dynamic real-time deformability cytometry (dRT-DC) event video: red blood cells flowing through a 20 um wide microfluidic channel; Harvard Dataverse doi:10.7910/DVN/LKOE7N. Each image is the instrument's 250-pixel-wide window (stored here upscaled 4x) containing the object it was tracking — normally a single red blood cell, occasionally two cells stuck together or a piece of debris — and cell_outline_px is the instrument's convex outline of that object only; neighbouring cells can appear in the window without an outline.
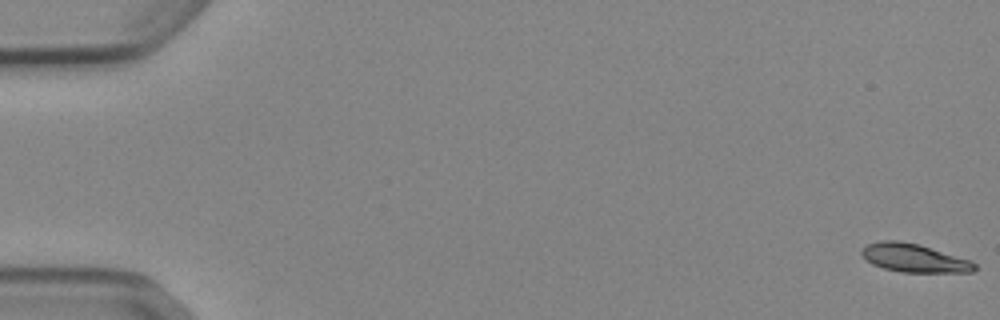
{"species": "Egyptian fruit bat (a non-hibernating species)", "species_latin": "Rousettus aegyptiacus", "temperature_condition": "cold", "stored_images_in_passage": 53, "camera_frame_rate_fps": 3000, "um_per_image_px": 0.085, "animal": {"sex": "female"}, "frame": {"image": 1, "passage_image": 1, "time_ms": 0.0, "image_size_px": [1000, 320], "cell_outline_px": [[976, 268], [972, 272], [900, 272], [884, 268], [872, 264], [860, 252], [868, 244], [880, 240], [896, 240], [916, 244], [972, 260], [976, 264]], "centroid_in_image_um": [77.72, 21.94], "position_along_channel_um": 7.3, "area_um2": 18.38}}
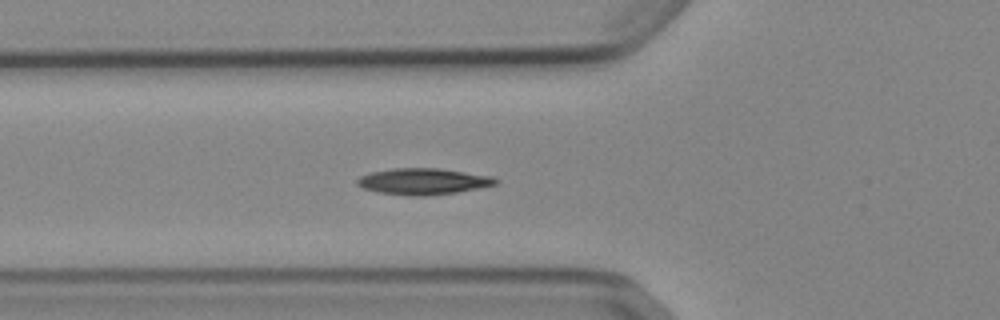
{"frame": {"image": 2, "passage_image": 20, "time_ms": 6.333, "image_size_px": [1000, 320], "cell_outline_px": [[500, 180], [496, 184], [456, 192], [420, 196], [412, 196], [376, 192], [364, 188], [356, 184], [356, 180], [360, 176], [372, 172], [392, 168], [436, 168], [492, 176]], "centroid_in_image_um": [35.93, 15.41], "position_along_channel_um": 89.9, "area_um2": 20.98}}
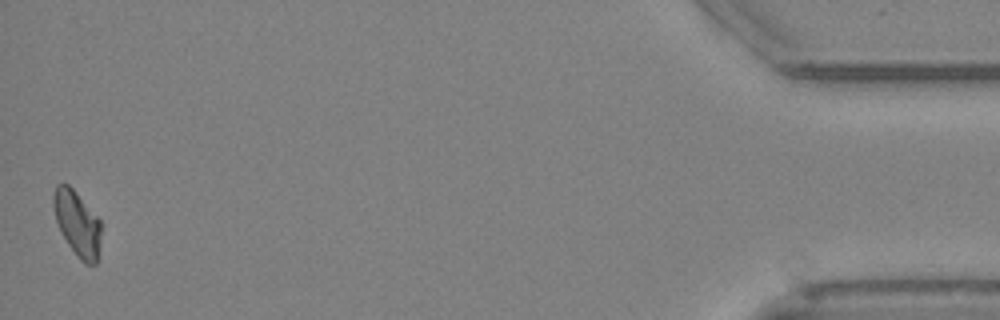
{"frame": {"image": 3, "passage_image": 53, "time_ms": 17.333, "image_size_px": [1000, 320], "cell_outline_px": [[100, 240], [96, 264], [84, 264], [76, 256], [60, 232], [56, 220], [52, 204], [52, 196], [56, 184], [68, 184], [76, 192], [100, 220]], "centroid_in_image_um": [6.53, 18.99], "position_along_channel_um": 428.7, "area_um2": 18.03}, "authors_computed_cell_mechanics": {"area_um2": 19.1896, "velocity_mm_per_s": 3.8684, "shape_relaxation_time_tau1_ms": 6.1237, "shape_relaxation_time_tau2_ms": null, "deformation_change_tau1": 0.1601, "deformation_change_tau2": null}}